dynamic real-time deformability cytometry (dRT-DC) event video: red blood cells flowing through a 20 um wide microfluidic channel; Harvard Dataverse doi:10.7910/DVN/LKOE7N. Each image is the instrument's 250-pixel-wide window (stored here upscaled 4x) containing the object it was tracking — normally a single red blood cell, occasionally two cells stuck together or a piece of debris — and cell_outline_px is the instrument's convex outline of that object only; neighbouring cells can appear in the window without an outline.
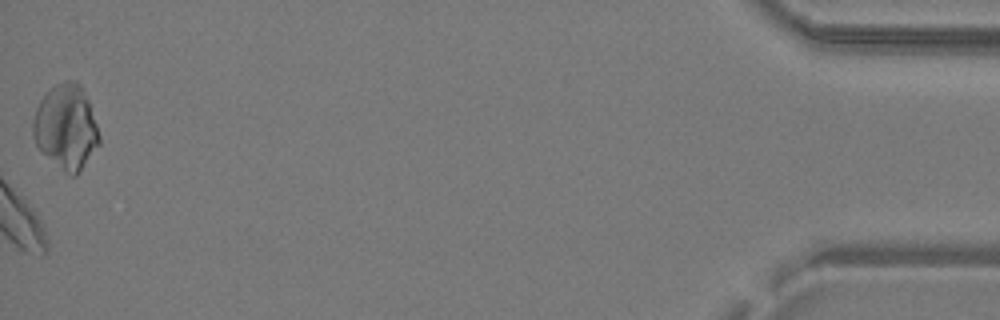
{"species": "common noctule bat (a hibernating species)", "species_latin": "Nyctalus noctula", "temperature_condition": "warm", "stored_images_in_passage": 33, "camera_frame_rate_fps": 3000, "um_per_image_px": 0.085, "animal": {"sex": "male", "body_mass_g": 19.2, "forearm_length_mm": 51.8}, "frame": {"image": 1, "passage_image": 33, "time_ms": 10.667, "image_size_px": [1000, 320], "cell_outline_px": [[100, 144], [76, 176], [72, 176], [64, 172], [36, 144], [32, 136], [32, 120], [36, 108], [40, 100], [56, 84], [64, 80], [76, 80], [80, 84], [88, 100], [100, 136]], "centroid_in_image_um": [5.62, 10.79], "position_along_channel_um": 429.6, "area_um2": 32.37}}